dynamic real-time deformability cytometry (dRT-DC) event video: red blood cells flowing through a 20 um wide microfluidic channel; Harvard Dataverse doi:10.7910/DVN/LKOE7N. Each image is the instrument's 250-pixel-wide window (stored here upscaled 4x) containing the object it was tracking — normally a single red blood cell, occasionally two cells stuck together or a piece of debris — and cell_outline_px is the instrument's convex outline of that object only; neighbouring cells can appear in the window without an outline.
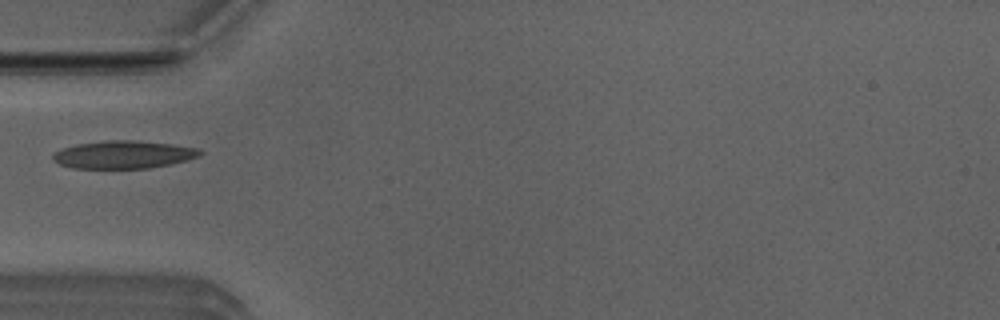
{"species": "Egyptian fruit bat (a non-hibernating species)", "species_latin": "Rousettus aegyptiacus", "temperature_condition": "room temperature", "stored_images_in_passage": 4, "camera_frame_rate_fps": 3000, "um_per_image_px": 0.085, "animal": {"sex": "male"}, "frame": {"image": 1, "passage_image": 3, "time_ms": 0.667, "image_size_px": [1000, 320], "cell_outline_px": [[204, 152], [200, 156], [188, 160], [148, 168], [72, 168], [60, 164], [52, 160], [52, 152], [76, 144], [108, 140], [136, 140], [172, 144], [200, 148]], "centroid_in_image_um": [10.51, 13.13], "position_along_channel_um": 74.5, "area_um2": 23.93}}